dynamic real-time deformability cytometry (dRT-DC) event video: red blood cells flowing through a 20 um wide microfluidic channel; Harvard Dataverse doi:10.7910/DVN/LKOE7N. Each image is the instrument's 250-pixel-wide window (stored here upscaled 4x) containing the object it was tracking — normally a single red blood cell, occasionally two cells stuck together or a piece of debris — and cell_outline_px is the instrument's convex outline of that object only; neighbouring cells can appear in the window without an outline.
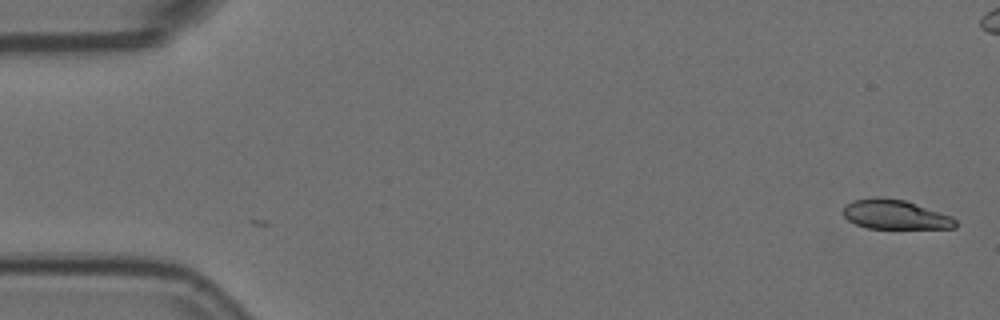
{"species": "Egyptian fruit bat (a non-hibernating species)", "species_latin": "Rousettus aegyptiacus", "temperature_condition": "room temperature", "stored_images_in_passage": 5, "camera_frame_rate_fps": 3000, "um_per_image_px": 0.085, "animal": {"sex": "female"}, "frame": {"image": 1, "passage_image": 1, "time_ms": 0.0, "image_size_px": [1000, 320], "cell_outline_px": [[956, 228], [868, 228], [856, 224], [848, 220], [844, 216], [844, 204], [852, 200], [872, 196], [880, 196], [904, 200], [952, 216], [956, 220]], "centroid_in_image_um": [76.05, 18.22], "position_along_channel_um": 8.9, "area_um2": 19.31}}